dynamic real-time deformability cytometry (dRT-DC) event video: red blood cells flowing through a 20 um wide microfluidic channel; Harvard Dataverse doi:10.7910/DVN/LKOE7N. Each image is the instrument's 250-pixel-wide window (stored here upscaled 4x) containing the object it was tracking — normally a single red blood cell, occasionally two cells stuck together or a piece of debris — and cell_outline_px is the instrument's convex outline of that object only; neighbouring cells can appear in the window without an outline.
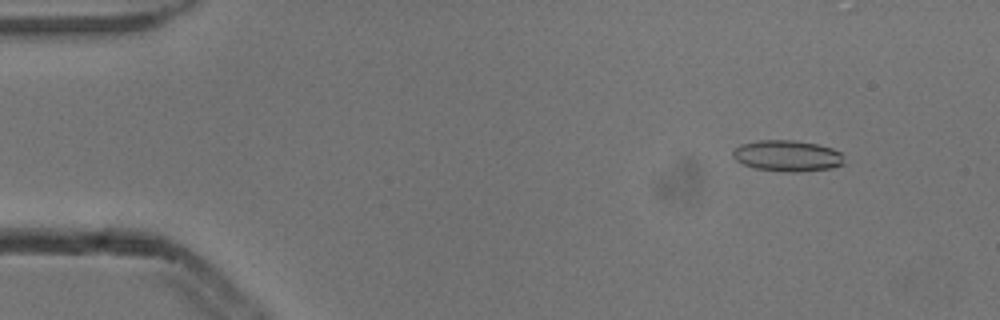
{"species": "common noctule bat (a hibernating species)", "species_latin": "Nyctalus noctula", "temperature_condition": "cold", "stored_images_in_passage": 4, "camera_frame_rate_fps": 3000, "um_per_image_px": 0.085, "animal": {"sex": "male", "body_mass_g": 13.3}, "frame": {"image": 1, "passage_image": 1, "time_ms": 0.0, "image_size_px": [1000, 320], "cell_outline_px": [[844, 164], [832, 168], [796, 172], [788, 172], [756, 168], [744, 164], [736, 160], [732, 156], [732, 152], [740, 144], [756, 140], [796, 140], [816, 144], [832, 148], [840, 152]], "centroid_in_image_um": [66.91, 13.23], "position_along_channel_um": 18.1, "area_um2": 20.11}}